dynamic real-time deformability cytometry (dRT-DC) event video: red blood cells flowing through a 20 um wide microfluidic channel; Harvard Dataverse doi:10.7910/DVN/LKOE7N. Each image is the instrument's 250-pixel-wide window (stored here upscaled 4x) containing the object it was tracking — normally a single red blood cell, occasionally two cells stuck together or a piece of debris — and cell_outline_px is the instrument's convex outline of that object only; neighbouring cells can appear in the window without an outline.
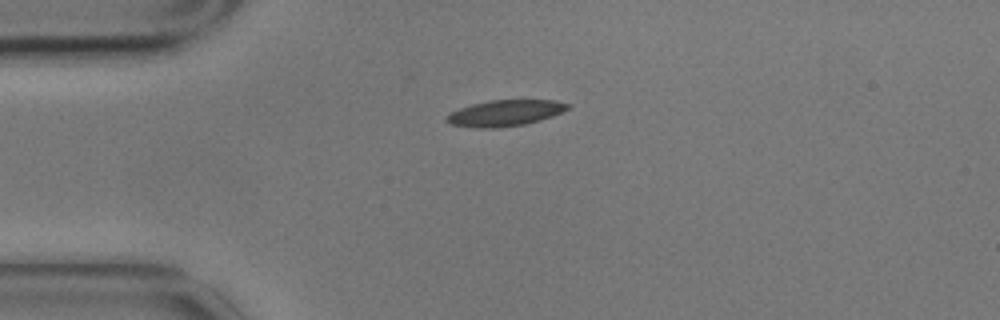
{"species": "common noctule bat (a hibernating species)", "species_latin": "Nyctalus noctula", "temperature_condition": "cold", "stored_images_in_passage": 1, "camera_frame_rate_fps": 3000, "um_per_image_px": 0.085, "animal": {"sex": "male", "body_mass_g": 17.9}, "frame": {"image": 1, "passage_image": 1, "time_ms": 0.0, "image_size_px": [1000, 320], "cell_outline_px": [[572, 104], [568, 108], [552, 116], [540, 120], [524, 124], [496, 128], [476, 128], [448, 124], [444, 120], [452, 112], [460, 108], [472, 104], [488, 100], [556, 100]], "centroid_in_image_um": [42.92, 9.61], "position_along_channel_um": 42.1, "area_um2": 18.38}}